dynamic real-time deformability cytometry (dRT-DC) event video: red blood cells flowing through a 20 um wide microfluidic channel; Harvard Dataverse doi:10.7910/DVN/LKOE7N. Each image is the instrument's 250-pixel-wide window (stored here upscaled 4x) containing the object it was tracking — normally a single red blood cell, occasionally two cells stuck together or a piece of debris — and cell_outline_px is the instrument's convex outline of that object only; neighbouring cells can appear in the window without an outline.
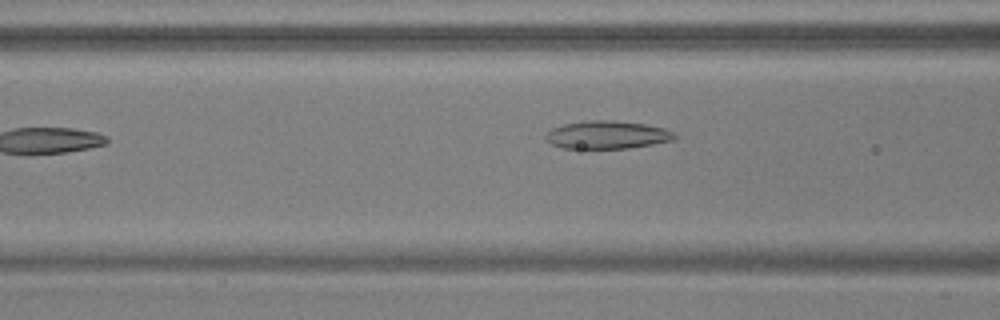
{"species": "common noctule bat (a hibernating species)", "species_latin": "Nyctalus noctula", "temperature_condition": "warm", "stored_images_in_passage": 35, "camera_frame_rate_fps": 3000, "um_per_image_px": 0.085, "animal": {"sex": "male", "body_mass_g": 17.9, "forearm_length_mm": 54.2}, "frame": {"image": 1, "passage_image": 5, "time_ms": 1.333, "image_size_px": [1000, 320], "cell_outline_px": [[676, 136], [672, 140], [652, 144], [628, 148], [564, 148], [552, 144], [544, 136], [552, 128], [564, 124], [588, 120], [612, 120], [644, 124], [664, 128], [672, 132]], "centroid_in_image_um": [51.59, 11.45], "position_along_channel_um": 115.0, "area_um2": 20.69}}
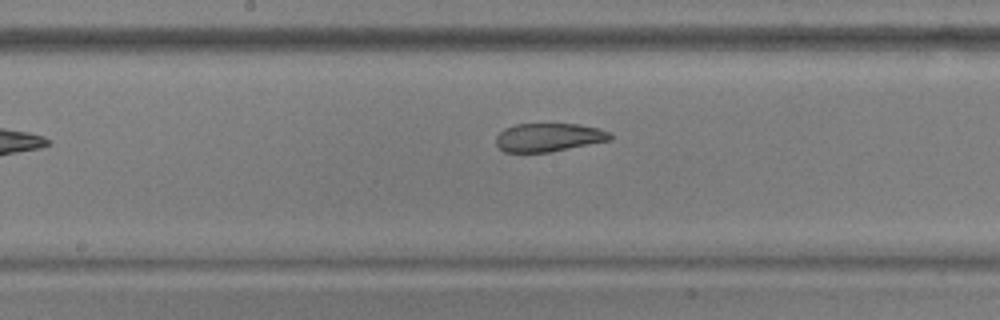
{"frame": {"image": 2, "passage_image": 12, "time_ms": 3.667, "image_size_px": [1000, 320], "cell_outline_px": [[612, 140], [548, 152], [504, 152], [496, 144], [496, 136], [504, 128], [516, 124], [580, 124], [600, 128], [608, 132], [612, 136]], "centroid_in_image_um": [46.64, 11.67], "position_along_channel_um": 201.6, "area_um2": 18.9}}
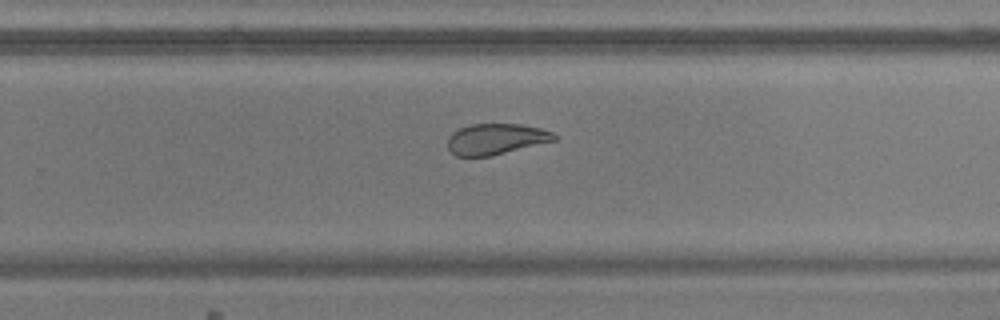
{"frame": {"image": 3, "passage_image": 19, "time_ms": 6.0, "image_size_px": [1000, 320], "cell_outline_px": [[556, 140], [492, 156], [456, 156], [448, 148], [448, 136], [452, 132], [468, 124], [520, 124], [540, 128], [552, 132], [556, 136]], "centroid_in_image_um": [42.14, 11.82], "position_along_channel_um": 287.7, "area_um2": 19.19}, "authors_computed_cell_mechanics": {"area_um2": 20.808, "velocity_mm_per_s": 3.705, "shape_relaxation_time_tau1_ms": null, "shape_relaxation_time_tau2_ms": 1.9567, "deformation_change_tau1": null, "deformation_change_tau2": 0.0855}}